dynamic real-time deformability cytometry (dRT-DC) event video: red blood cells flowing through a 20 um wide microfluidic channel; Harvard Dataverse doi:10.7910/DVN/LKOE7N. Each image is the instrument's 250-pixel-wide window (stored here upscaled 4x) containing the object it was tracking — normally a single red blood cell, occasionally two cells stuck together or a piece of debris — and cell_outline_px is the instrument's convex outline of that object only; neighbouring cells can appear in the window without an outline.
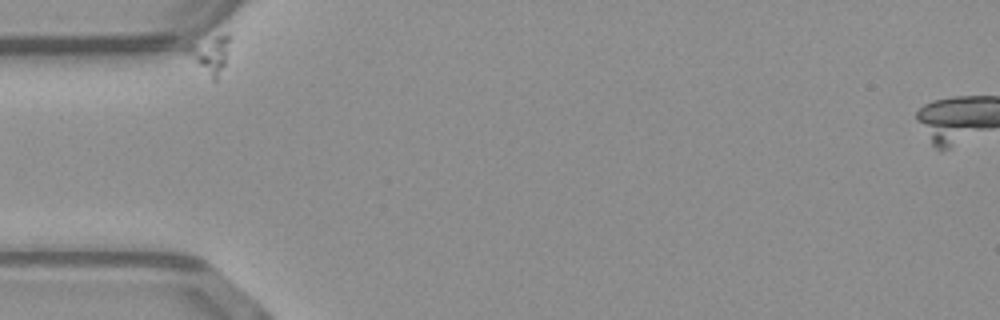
{"species": "common noctule bat (a hibernating species)", "species_latin": "Nyctalus noctula", "temperature_condition": "warm", "stored_images_in_passage": 35, "camera_frame_rate_fps": 3000, "um_per_image_px": 0.085, "animal": {"sex": "male", "body_mass_g": 23.1, "forearm_length_mm": 52.7}, "frame": {"image": 1, "passage_image": 1, "time_ms": 0.0, "image_size_px": [1000, 320], "cell_outline_px": [[232, 36], [224, 64], [216, 80], [212, 80], [180, 52], [180, 48], [188, 44], [228, 32]], "centroid_in_image_um": [17.75, 4.59], "position_along_channel_um": 67.3, "area_um2": 10.0}}